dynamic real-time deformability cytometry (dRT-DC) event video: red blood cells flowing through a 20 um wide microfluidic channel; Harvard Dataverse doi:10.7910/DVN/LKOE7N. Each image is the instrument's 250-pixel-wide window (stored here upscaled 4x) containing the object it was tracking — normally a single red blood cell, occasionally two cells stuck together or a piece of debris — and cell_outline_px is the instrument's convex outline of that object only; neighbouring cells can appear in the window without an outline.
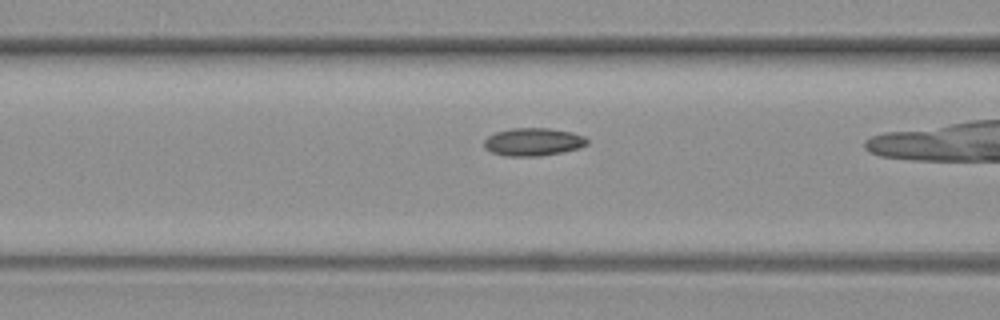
{"species": "common noctule bat (a hibernating species)", "species_latin": "Nyctalus noctula", "temperature_condition": "warm", "stored_images_in_passage": 43, "camera_frame_rate_fps": 3000, "um_per_image_px": 0.085, "animal": {"sex": "female", "body_mass_g": 19.3, "forearm_length_mm": 54.1}, "frame": {"image": 1, "passage_image": 21, "time_ms": 6.667, "image_size_px": [1000, 320], "cell_outline_px": [[588, 144], [580, 148], [540, 156], [504, 156], [492, 152], [484, 148], [484, 140], [488, 136], [496, 132], [512, 128], [548, 128], [572, 132], [584, 136], [588, 140]], "centroid_in_image_um": [45.32, 12.06], "position_along_channel_um": 121.3, "area_um2": 16.76}}
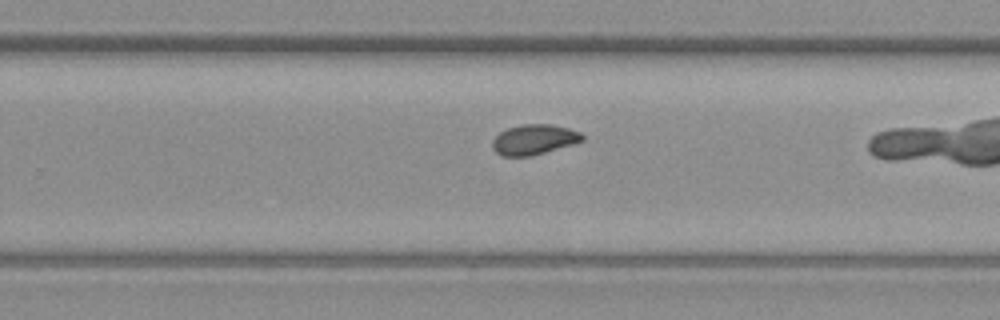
{"frame": {"image": 2, "passage_image": 35, "time_ms": 11.333, "image_size_px": [1000, 320], "cell_outline_px": [[584, 140], [572, 144], [544, 152], [528, 156], [500, 156], [492, 148], [492, 140], [500, 132], [508, 128], [524, 124], [552, 124], [568, 128], [580, 132], [584, 136]], "centroid_in_image_um": [45.37, 11.85], "position_along_channel_um": 284.4, "area_um2": 15.66}}
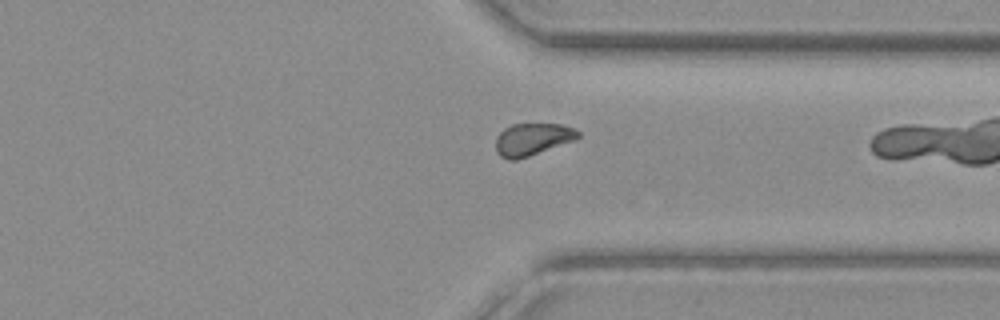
{"frame": {"image": 3, "passage_image": 42, "time_ms": 13.667, "image_size_px": [1000, 320], "cell_outline_px": [[580, 136], [572, 140], [528, 156], [516, 160], [508, 160], [500, 156], [496, 152], [496, 136], [504, 128], [512, 124], [560, 124], [572, 128], [580, 132]], "centroid_in_image_um": [45.19, 11.83], "position_along_channel_um": 366.2, "area_um2": 15.2}}